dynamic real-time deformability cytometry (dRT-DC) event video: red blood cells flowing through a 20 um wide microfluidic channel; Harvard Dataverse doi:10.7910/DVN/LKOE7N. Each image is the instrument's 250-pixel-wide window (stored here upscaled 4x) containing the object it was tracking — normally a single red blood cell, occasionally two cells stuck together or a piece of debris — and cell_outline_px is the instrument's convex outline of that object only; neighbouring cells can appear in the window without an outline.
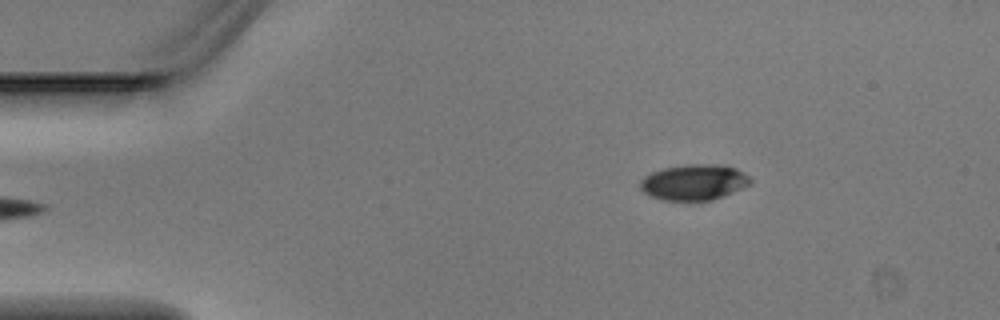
{"species": "Egyptian fruit bat (a non-hibernating species)", "species_latin": "Rousettus aegyptiacus", "temperature_condition": "warm", "stored_images_in_passage": 5, "camera_frame_rate_fps": 3000, "um_per_image_px": 0.085, "animal": {"sex": "male"}, "frame": {"image": 1, "passage_image": 5, "time_ms": 1.333, "image_size_px": [1000, 320], "cell_outline_px": [[752, 180], [748, 184], [724, 196], [712, 200], [660, 200], [644, 192], [640, 188], [640, 180], [644, 176], [652, 172], [664, 168], [688, 164], [720, 164], [736, 168], [744, 172]], "centroid_in_image_um": [58.97, 15.48], "position_along_channel_um": 26.0, "area_um2": 22.83}}